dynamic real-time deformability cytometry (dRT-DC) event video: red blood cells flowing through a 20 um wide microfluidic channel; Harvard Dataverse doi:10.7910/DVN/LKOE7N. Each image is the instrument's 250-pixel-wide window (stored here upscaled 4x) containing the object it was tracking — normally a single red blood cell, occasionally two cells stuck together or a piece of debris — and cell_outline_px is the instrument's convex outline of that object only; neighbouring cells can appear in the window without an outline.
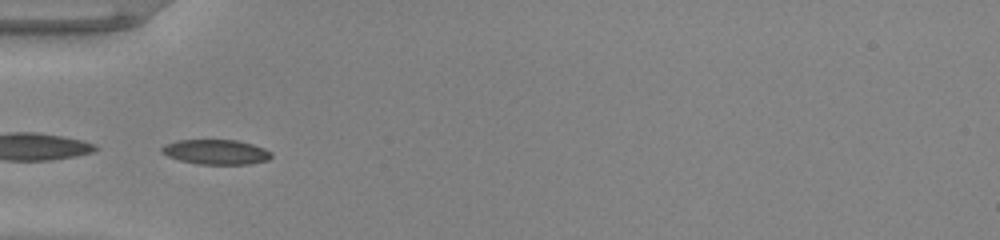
{"species": "common noctule bat (a hibernating species)", "species_latin": "Nyctalus noctula", "temperature_condition": "warm", "stored_images_in_passage": 4, "camera_frame_rate_fps": 3000, "um_per_image_px": 0.085, "animal": {"sex": "male", "body_mass_g": 20.0, "forearm_length_mm": 53.3}, "frame": {"image": 1, "passage_image": 1, "time_ms": 0.0, "image_size_px": [1000, 240], "cell_outline_px": [[272, 156], [268, 160], [248, 164], [200, 164], [180, 160], [168, 156], [160, 152], [160, 148], [164, 144], [176, 140], [236, 140], [252, 144], [264, 148], [272, 152]], "centroid_in_image_um": [18.34, 12.91], "position_along_channel_um": 66.7, "area_um2": 15.9}}